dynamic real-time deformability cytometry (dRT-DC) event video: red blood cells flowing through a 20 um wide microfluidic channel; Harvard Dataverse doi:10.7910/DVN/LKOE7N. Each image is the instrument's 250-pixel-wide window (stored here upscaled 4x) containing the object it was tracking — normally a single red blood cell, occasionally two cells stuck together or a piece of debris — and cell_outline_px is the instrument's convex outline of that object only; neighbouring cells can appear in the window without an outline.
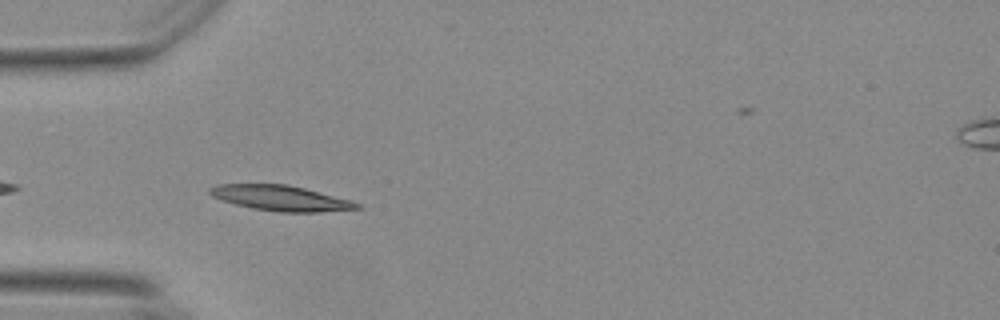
{"species": "Egyptian fruit bat (a non-hibernating species)", "species_latin": "Rousettus aegyptiacus", "temperature_condition": "warm", "stored_images_in_passage": 37, "camera_frame_rate_fps": 3000, "um_per_image_px": 0.085, "animal": {"sex": "female"}, "frame": {"image": 1, "passage_image": 3, "time_ms": 0.667, "image_size_px": [1000, 320], "cell_outline_px": [[364, 208], [320, 212], [280, 212], [252, 208], [236, 204], [212, 196], [208, 192], [208, 188], [216, 184], [288, 184], [352, 200], [360, 204]], "centroid_in_image_um": [23.89, 16.83], "position_along_channel_um": 61.1, "area_um2": 21.73}}
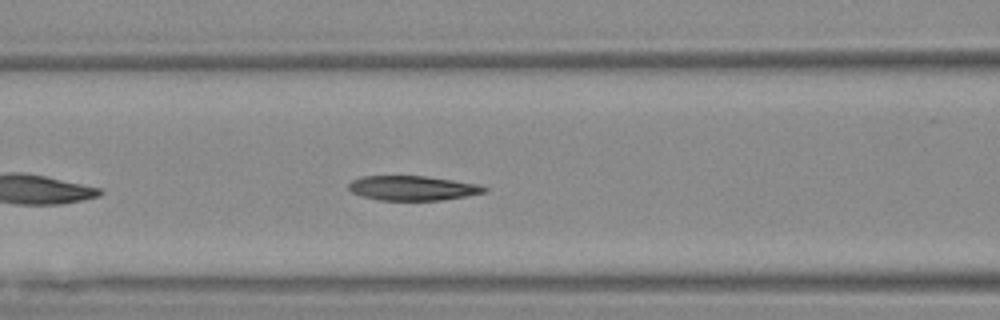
{"frame": {"image": 2, "passage_image": 9, "time_ms": 2.667, "image_size_px": [1000, 320], "cell_outline_px": [[488, 192], [440, 200], [380, 200], [360, 196], [352, 192], [348, 188], [348, 184], [352, 180], [360, 176], [424, 176], [480, 184], [488, 188]], "centroid_in_image_um": [35.06, 15.98], "position_along_channel_um": 131.5, "area_um2": 19.48}}
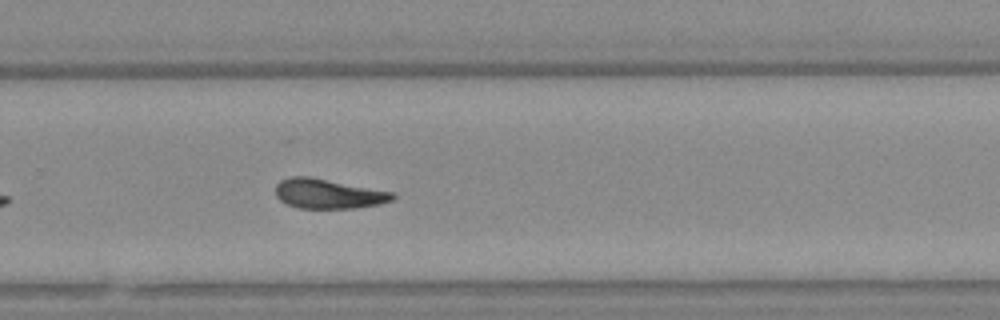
{"frame": {"image": 3, "passage_image": 23, "time_ms": 7.333, "image_size_px": [1000, 320], "cell_outline_px": [[396, 196], [392, 200], [380, 204], [356, 208], [296, 208], [280, 200], [276, 196], [276, 184], [280, 180], [288, 176], [308, 176], [392, 192]], "centroid_in_image_um": [27.86, 16.47], "position_along_channel_um": 301.9, "area_um2": 20.17}}